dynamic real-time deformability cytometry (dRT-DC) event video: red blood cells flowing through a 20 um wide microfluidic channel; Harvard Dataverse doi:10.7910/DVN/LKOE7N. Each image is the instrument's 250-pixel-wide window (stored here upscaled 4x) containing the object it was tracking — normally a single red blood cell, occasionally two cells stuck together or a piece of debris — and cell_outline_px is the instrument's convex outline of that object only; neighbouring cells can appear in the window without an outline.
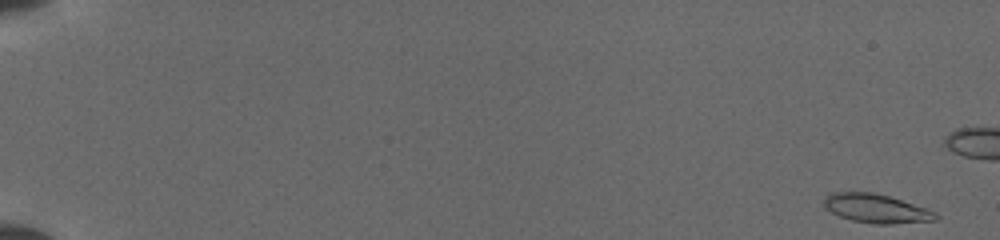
{"species": "common noctule bat (a hibernating species)", "species_latin": "Nyctalus noctula", "temperature_condition": "cold", "stored_images_in_passage": 46, "camera_frame_rate_fps": 3000, "um_per_image_px": 0.085, "animal": {"sex": "female", "body_mass_g": 19.5, "forearm_length_mm": 54.1}, "frame": {"image": 1, "passage_image": 2, "time_ms": 0.333, "image_size_px": [1000, 240], "cell_outline_px": [[940, 216], [936, 220], [892, 224], [876, 224], [852, 220], [840, 216], [824, 208], [824, 196], [832, 192], [872, 192], [888, 196], [936, 212]], "centroid_in_image_um": [74.45, 17.72], "position_along_channel_um": 10.6, "area_um2": 18.61}}
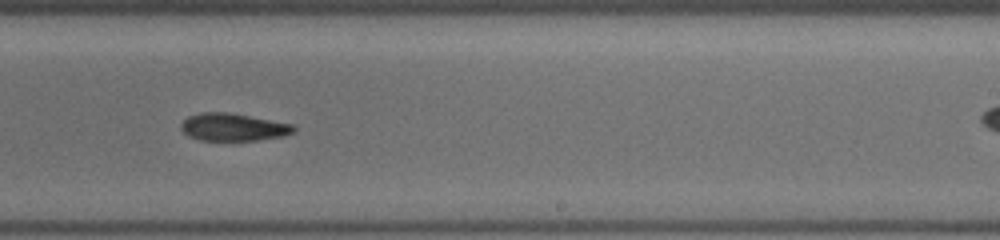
{"frame": {"image": 2, "passage_image": 34, "time_ms": 11.0, "image_size_px": [1000, 240], "cell_outline_px": [[296, 132], [284, 136], [256, 140], [200, 140], [188, 136], [180, 128], [180, 124], [188, 116], [200, 112], [228, 112], [292, 124], [296, 128]], "centroid_in_image_um": [19.81, 10.8], "position_along_channel_um": 269.2, "area_um2": 18.09}}
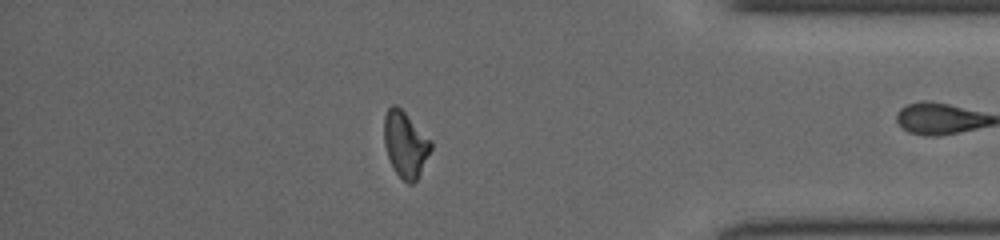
{"frame": {"image": 3, "passage_image": 45, "time_ms": 14.667, "image_size_px": [1000, 240], "cell_outline_px": [[432, 148], [416, 180], [412, 184], [408, 184], [392, 168], [384, 144], [384, 116], [388, 108], [392, 104], [396, 104], [432, 140]], "centroid_in_image_um": [34.45, 12.25], "position_along_channel_um": 400.8, "area_um2": 17.86}}